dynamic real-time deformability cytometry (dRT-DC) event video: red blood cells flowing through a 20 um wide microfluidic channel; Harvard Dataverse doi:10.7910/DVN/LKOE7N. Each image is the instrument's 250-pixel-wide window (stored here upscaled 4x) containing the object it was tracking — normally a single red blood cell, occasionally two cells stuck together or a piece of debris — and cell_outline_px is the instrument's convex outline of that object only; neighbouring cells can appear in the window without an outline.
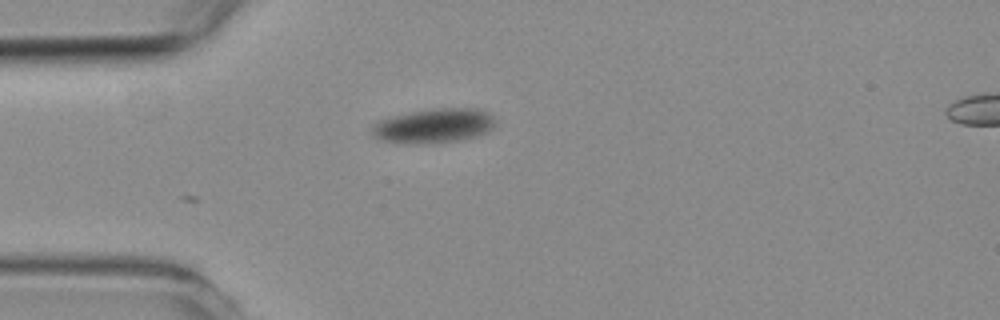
{"species": "common noctule bat (a hibernating species)", "species_latin": "Nyctalus noctula", "temperature_condition": "room temperature", "stored_images_in_passage": 4, "camera_frame_rate_fps": 3000, "um_per_image_px": 0.085, "animal": {"sex": "female", "body_mass_g": 19.3, "forearm_length_mm": 54.1}, "frame": {"image": 1, "passage_image": 1, "time_ms": 0.0, "image_size_px": [1000, 320], "cell_outline_px": [[496, 124], [488, 132], [476, 136], [460, 140], [416, 144], [408, 144], [380, 140], [372, 132], [372, 124], [376, 120], [392, 116], [432, 108], [476, 108], [488, 112], [492, 116]], "centroid_in_image_um": [36.87, 10.68], "position_along_channel_um": 48.1, "area_um2": 24.85}}
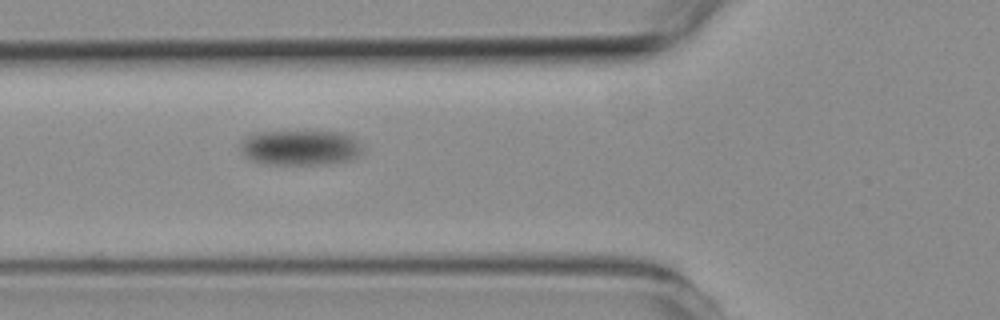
{"frame": {"image": 2, "passage_image": 3, "time_ms": 2.333, "image_size_px": [1000, 320], "cell_outline_px": [[360, 152], [348, 160], [320, 164], [268, 164], [252, 160], [244, 156], [240, 148], [240, 144], [248, 136], [256, 132], [340, 132], [352, 136], [360, 148]], "centroid_in_image_um": [25.45, 12.55], "position_along_channel_um": 100.4, "area_um2": 24.39}}
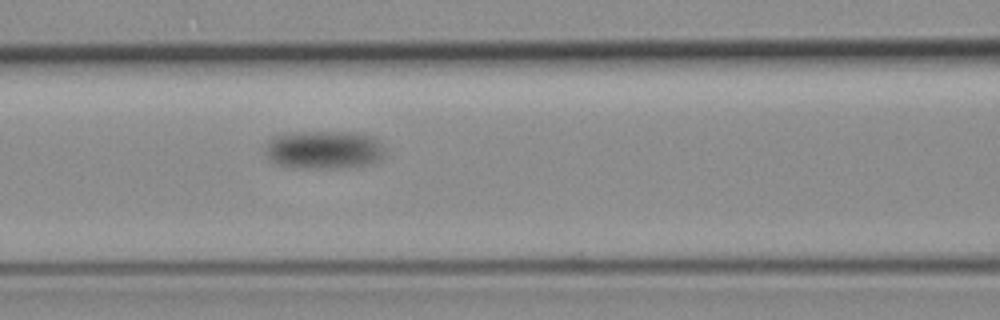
{"frame": {"image": 3, "passage_image": 4, "time_ms": 3.667, "image_size_px": [1000, 320], "cell_outline_px": [[384, 156], [380, 160], [372, 164], [356, 168], [308, 168], [276, 164], [268, 160], [264, 152], [268, 140], [272, 136], [296, 132], [356, 132], [372, 136], [384, 148]], "centroid_in_image_um": [27.54, 12.74], "position_along_channel_um": 139.1, "area_um2": 27.17}}